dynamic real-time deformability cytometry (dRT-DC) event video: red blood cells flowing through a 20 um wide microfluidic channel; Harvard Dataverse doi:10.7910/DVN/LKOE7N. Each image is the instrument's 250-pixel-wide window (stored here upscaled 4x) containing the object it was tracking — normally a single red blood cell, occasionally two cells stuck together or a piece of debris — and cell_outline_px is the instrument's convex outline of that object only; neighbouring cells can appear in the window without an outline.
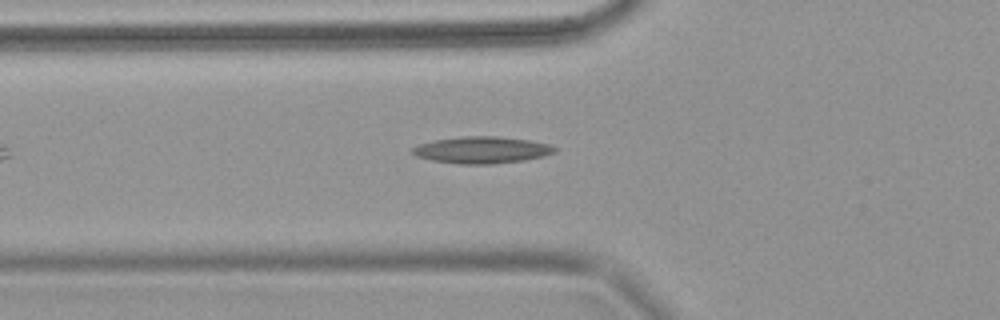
{"species": "common noctule bat (a hibernating species)", "species_latin": "Nyctalus noctula", "temperature_condition": "warm", "stored_images_in_passage": 52, "camera_frame_rate_fps": 3000, "um_per_image_px": 0.085, "animal": {"sex": "female", "body_mass_g": 18.4}, "frame": {"image": 1, "passage_image": 9, "time_ms": 2.667, "image_size_px": [1000, 320], "cell_outline_px": [[556, 152], [544, 156], [524, 160], [492, 164], [460, 164], [432, 160], [416, 156], [412, 152], [412, 148], [420, 144], [432, 140], [464, 136], [496, 136], [528, 140], [548, 144], [556, 148]], "centroid_in_image_um": [40.95, 12.75], "position_along_channel_um": 84.8, "area_um2": 22.08}}
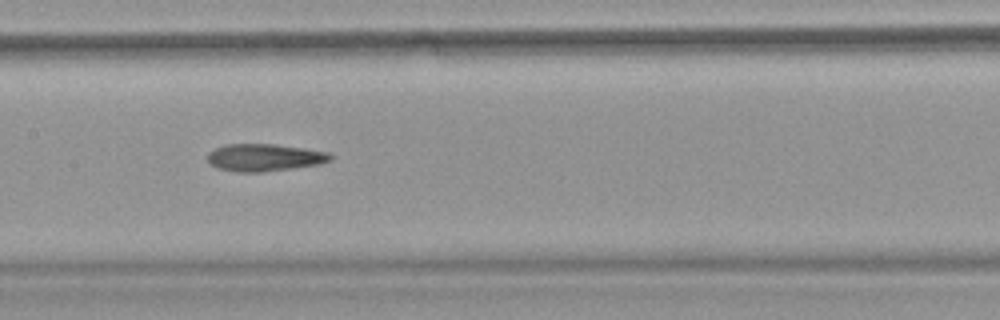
{"frame": {"image": 2, "passage_image": 19, "time_ms": 6.0, "image_size_px": [1000, 320], "cell_outline_px": [[332, 160], [320, 164], [264, 172], [236, 172], [216, 168], [208, 164], [208, 152], [216, 148], [228, 144], [276, 144], [332, 152]], "centroid_in_image_um": [22.49, 13.39], "position_along_channel_um": 184.9, "area_um2": 19.83}}
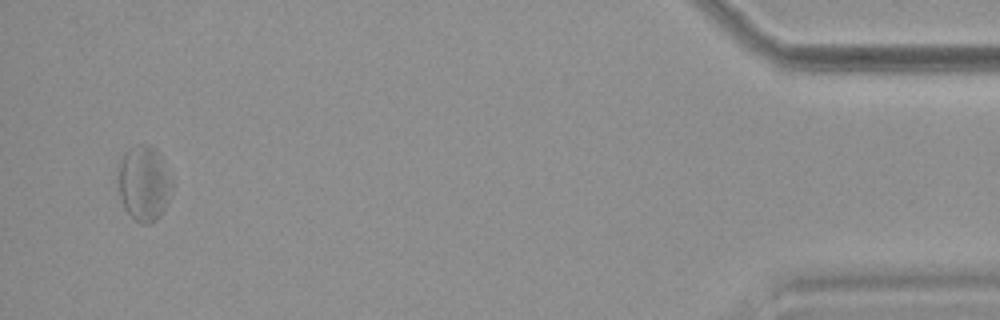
{"frame": {"image": 3, "passage_image": 50, "time_ms": 16.333, "image_size_px": [1000, 320], "cell_outline_px": [[176, 184], [160, 216], [156, 220], [148, 224], [144, 224], [136, 220], [124, 208], [120, 200], [116, 180], [116, 168], [124, 152], [128, 148], [136, 144], [152, 144], [160, 152]], "centroid_in_image_um": [12.24, 15.52], "position_along_channel_um": 423.0, "area_um2": 24.85}}